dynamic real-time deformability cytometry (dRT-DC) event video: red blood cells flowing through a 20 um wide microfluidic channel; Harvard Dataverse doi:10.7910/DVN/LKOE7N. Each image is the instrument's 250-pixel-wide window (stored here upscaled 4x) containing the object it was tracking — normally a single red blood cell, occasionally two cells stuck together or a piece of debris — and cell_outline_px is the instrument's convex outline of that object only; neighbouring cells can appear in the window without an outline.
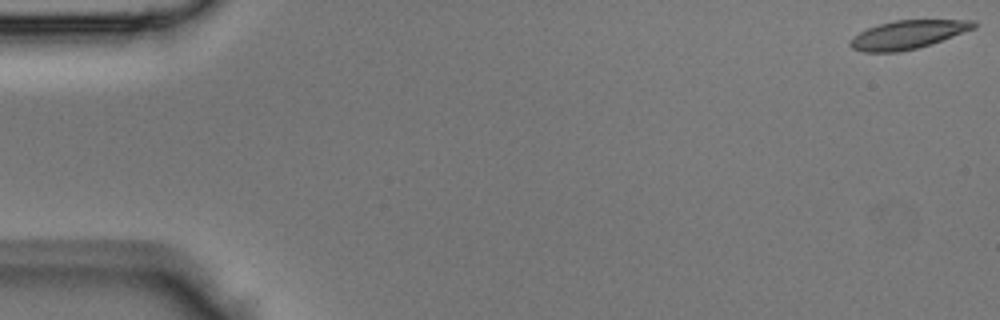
{"species": "Egyptian fruit bat (a non-hibernating species)", "species_latin": "Rousettus aegyptiacus", "temperature_condition": "room temperature", "stored_images_in_passage": 44, "camera_frame_rate_fps": 3000, "um_per_image_px": 0.085, "animal": {"sex": "male"}, "frame": {"image": 1, "passage_image": 1, "time_ms": 0.0, "image_size_px": [1000, 320], "cell_outline_px": [[976, 28], [916, 48], [900, 52], [864, 52], [852, 48], [848, 44], [860, 32], [868, 28], [880, 24], [896, 20], [972, 20], [976, 24]], "centroid_in_image_um": [77.15, 2.94], "position_along_channel_um": 7.8, "area_um2": 20.0}}
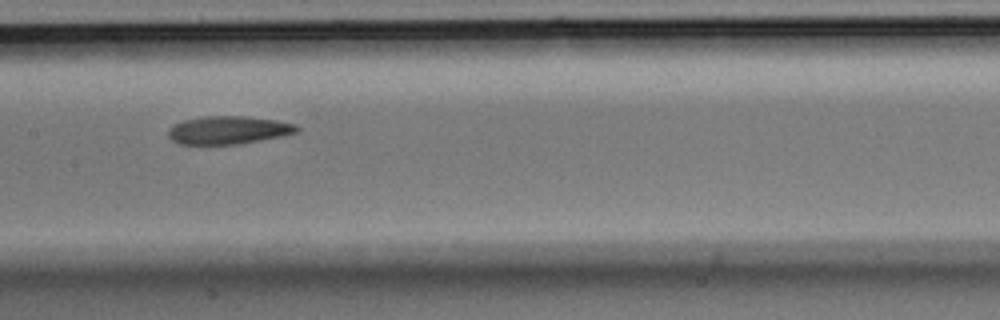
{"frame": {"image": 2, "passage_image": 22, "time_ms": 7.0, "image_size_px": [1000, 320], "cell_outline_px": [[300, 128], [296, 132], [280, 136], [240, 144], [180, 144], [172, 140], [168, 136], [168, 128], [172, 124], [184, 120], [204, 116], [244, 116], [276, 120], [296, 124]], "centroid_in_image_um": [19.37, 11.05], "position_along_channel_um": 188.0, "area_um2": 20.98}}
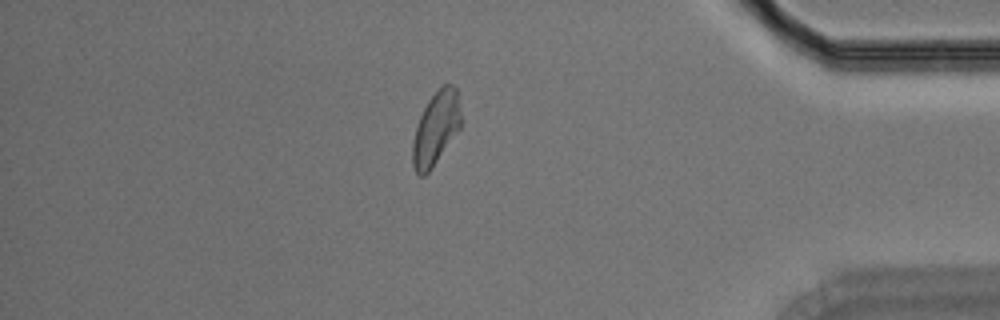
{"frame": {"image": 3, "passage_image": 38, "time_ms": 12.333, "image_size_px": [1000, 320], "cell_outline_px": [[460, 128], [432, 168], [424, 176], [420, 176], [416, 172], [412, 164], [412, 144], [416, 128], [420, 116], [428, 100], [444, 84], [452, 84], [456, 88], [460, 116]], "centroid_in_image_um": [37.03, 10.94], "position_along_channel_um": 398.2, "area_um2": 20.23}}